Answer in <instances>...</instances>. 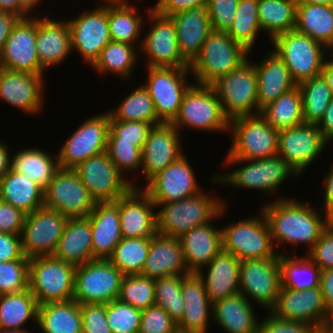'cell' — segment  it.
I'll return each instance as SVG.
<instances>
[{"mask_svg":"<svg viewBox=\"0 0 333 333\" xmlns=\"http://www.w3.org/2000/svg\"><path fill=\"white\" fill-rule=\"evenodd\" d=\"M261 208L274 248L283 245L286 250L288 243L296 247L306 244L308 253L332 222L312 205L294 198L277 197Z\"/></svg>","mask_w":333,"mask_h":333,"instance_id":"1","label":"cell"},{"mask_svg":"<svg viewBox=\"0 0 333 333\" xmlns=\"http://www.w3.org/2000/svg\"><path fill=\"white\" fill-rule=\"evenodd\" d=\"M206 193L201 191L197 195L179 201L154 203L156 209L160 208L156 212L158 233L180 238L194 227L212 222L217 217L219 219L223 217L228 208L227 201Z\"/></svg>","mask_w":333,"mask_h":333,"instance_id":"2","label":"cell"},{"mask_svg":"<svg viewBox=\"0 0 333 333\" xmlns=\"http://www.w3.org/2000/svg\"><path fill=\"white\" fill-rule=\"evenodd\" d=\"M222 163L226 168L228 165L229 167L236 164L245 165H239L240 167L224 174H213V183L219 185L222 183L225 187L229 185L237 189L260 190L263 195L276 194L282 183L290 176L300 177L278 154L261 160L225 158Z\"/></svg>","mask_w":333,"mask_h":333,"instance_id":"3","label":"cell"},{"mask_svg":"<svg viewBox=\"0 0 333 333\" xmlns=\"http://www.w3.org/2000/svg\"><path fill=\"white\" fill-rule=\"evenodd\" d=\"M249 53L227 32L213 30L205 39L200 53L190 63V76L194 77L193 82L212 85L245 62L250 57Z\"/></svg>","mask_w":333,"mask_h":333,"instance_id":"4","label":"cell"},{"mask_svg":"<svg viewBox=\"0 0 333 333\" xmlns=\"http://www.w3.org/2000/svg\"><path fill=\"white\" fill-rule=\"evenodd\" d=\"M171 124L179 131L187 127L197 132L229 133L230 120L225 116L213 86L193 83L186 91L178 115Z\"/></svg>","mask_w":333,"mask_h":333,"instance_id":"5","label":"cell"},{"mask_svg":"<svg viewBox=\"0 0 333 333\" xmlns=\"http://www.w3.org/2000/svg\"><path fill=\"white\" fill-rule=\"evenodd\" d=\"M271 43L297 85L321 75L324 61L331 53L323 44L295 29L277 35Z\"/></svg>","mask_w":333,"mask_h":333,"instance_id":"6","label":"cell"},{"mask_svg":"<svg viewBox=\"0 0 333 333\" xmlns=\"http://www.w3.org/2000/svg\"><path fill=\"white\" fill-rule=\"evenodd\" d=\"M229 134L232 143L225 158L261 160L278 154L279 130L260 114L230 120Z\"/></svg>","mask_w":333,"mask_h":333,"instance_id":"7","label":"cell"},{"mask_svg":"<svg viewBox=\"0 0 333 333\" xmlns=\"http://www.w3.org/2000/svg\"><path fill=\"white\" fill-rule=\"evenodd\" d=\"M260 211L258 217H248L221 228L222 249L233 254L240 261L290 254L274 248L268 223L262 210Z\"/></svg>","mask_w":333,"mask_h":333,"instance_id":"8","label":"cell"},{"mask_svg":"<svg viewBox=\"0 0 333 333\" xmlns=\"http://www.w3.org/2000/svg\"><path fill=\"white\" fill-rule=\"evenodd\" d=\"M76 265L53 256L29 261V289L38 306L73 299Z\"/></svg>","mask_w":333,"mask_h":333,"instance_id":"9","label":"cell"},{"mask_svg":"<svg viewBox=\"0 0 333 333\" xmlns=\"http://www.w3.org/2000/svg\"><path fill=\"white\" fill-rule=\"evenodd\" d=\"M212 86L229 120L259 114L257 73L254 62L249 58L234 71L220 77Z\"/></svg>","mask_w":333,"mask_h":333,"instance_id":"10","label":"cell"},{"mask_svg":"<svg viewBox=\"0 0 333 333\" xmlns=\"http://www.w3.org/2000/svg\"><path fill=\"white\" fill-rule=\"evenodd\" d=\"M125 275L108 259H94L78 265L73 300L82 304H108L118 298Z\"/></svg>","mask_w":333,"mask_h":333,"instance_id":"11","label":"cell"},{"mask_svg":"<svg viewBox=\"0 0 333 333\" xmlns=\"http://www.w3.org/2000/svg\"><path fill=\"white\" fill-rule=\"evenodd\" d=\"M74 170L95 202H116L132 188H142L124 177L107 151L78 164Z\"/></svg>","mask_w":333,"mask_h":333,"instance_id":"12","label":"cell"},{"mask_svg":"<svg viewBox=\"0 0 333 333\" xmlns=\"http://www.w3.org/2000/svg\"><path fill=\"white\" fill-rule=\"evenodd\" d=\"M147 68V82L142 85L153 100L158 119L162 123H172L178 115L186 91L192 85L187 80L191 70L175 67Z\"/></svg>","mask_w":333,"mask_h":333,"instance_id":"13","label":"cell"},{"mask_svg":"<svg viewBox=\"0 0 333 333\" xmlns=\"http://www.w3.org/2000/svg\"><path fill=\"white\" fill-rule=\"evenodd\" d=\"M148 10V11H147ZM146 10L151 23L139 48L148 67L189 68L190 63L179 51L177 33L170 17L159 15L152 7Z\"/></svg>","mask_w":333,"mask_h":333,"instance_id":"14","label":"cell"},{"mask_svg":"<svg viewBox=\"0 0 333 333\" xmlns=\"http://www.w3.org/2000/svg\"><path fill=\"white\" fill-rule=\"evenodd\" d=\"M109 130V112L83 120L58 151L59 167L74 169L78 164L106 151Z\"/></svg>","mask_w":333,"mask_h":333,"instance_id":"15","label":"cell"},{"mask_svg":"<svg viewBox=\"0 0 333 333\" xmlns=\"http://www.w3.org/2000/svg\"><path fill=\"white\" fill-rule=\"evenodd\" d=\"M281 289L279 254L273 258L247 259L240 264V293L269 312Z\"/></svg>","mask_w":333,"mask_h":333,"instance_id":"16","label":"cell"},{"mask_svg":"<svg viewBox=\"0 0 333 333\" xmlns=\"http://www.w3.org/2000/svg\"><path fill=\"white\" fill-rule=\"evenodd\" d=\"M96 202L74 169L59 168L44 189V207L67 218L87 217Z\"/></svg>","mask_w":333,"mask_h":333,"instance_id":"17","label":"cell"},{"mask_svg":"<svg viewBox=\"0 0 333 333\" xmlns=\"http://www.w3.org/2000/svg\"><path fill=\"white\" fill-rule=\"evenodd\" d=\"M69 218L59 211L41 207L26 214L21 244L28 259L52 256Z\"/></svg>","mask_w":333,"mask_h":333,"instance_id":"18","label":"cell"},{"mask_svg":"<svg viewBox=\"0 0 333 333\" xmlns=\"http://www.w3.org/2000/svg\"><path fill=\"white\" fill-rule=\"evenodd\" d=\"M327 143L315 123H303L298 126L279 130L278 155L301 176L320 156Z\"/></svg>","mask_w":333,"mask_h":333,"instance_id":"19","label":"cell"},{"mask_svg":"<svg viewBox=\"0 0 333 333\" xmlns=\"http://www.w3.org/2000/svg\"><path fill=\"white\" fill-rule=\"evenodd\" d=\"M72 51L77 50L83 61L92 66L103 48L111 41L108 23V4L93 10H84L68 20Z\"/></svg>","mask_w":333,"mask_h":333,"instance_id":"20","label":"cell"},{"mask_svg":"<svg viewBox=\"0 0 333 333\" xmlns=\"http://www.w3.org/2000/svg\"><path fill=\"white\" fill-rule=\"evenodd\" d=\"M38 16L21 18L14 26L0 54V68L45 74L37 55Z\"/></svg>","mask_w":333,"mask_h":333,"instance_id":"21","label":"cell"},{"mask_svg":"<svg viewBox=\"0 0 333 333\" xmlns=\"http://www.w3.org/2000/svg\"><path fill=\"white\" fill-rule=\"evenodd\" d=\"M195 174L184 154L143 185L142 189L154 203L179 201L203 191Z\"/></svg>","mask_w":333,"mask_h":333,"instance_id":"22","label":"cell"},{"mask_svg":"<svg viewBox=\"0 0 333 333\" xmlns=\"http://www.w3.org/2000/svg\"><path fill=\"white\" fill-rule=\"evenodd\" d=\"M269 312L278 319L310 323L320 331L329 313L320 287L302 291L281 287L277 301Z\"/></svg>","mask_w":333,"mask_h":333,"instance_id":"23","label":"cell"},{"mask_svg":"<svg viewBox=\"0 0 333 333\" xmlns=\"http://www.w3.org/2000/svg\"><path fill=\"white\" fill-rule=\"evenodd\" d=\"M179 130L171 123L153 126L142 148L141 172L145 185L184 155Z\"/></svg>","mask_w":333,"mask_h":333,"instance_id":"24","label":"cell"},{"mask_svg":"<svg viewBox=\"0 0 333 333\" xmlns=\"http://www.w3.org/2000/svg\"><path fill=\"white\" fill-rule=\"evenodd\" d=\"M43 75L0 68V99L23 113L38 114L45 98Z\"/></svg>","mask_w":333,"mask_h":333,"instance_id":"25","label":"cell"},{"mask_svg":"<svg viewBox=\"0 0 333 333\" xmlns=\"http://www.w3.org/2000/svg\"><path fill=\"white\" fill-rule=\"evenodd\" d=\"M156 205L142 188L119 198L122 237L152 240L157 234Z\"/></svg>","mask_w":333,"mask_h":333,"instance_id":"26","label":"cell"},{"mask_svg":"<svg viewBox=\"0 0 333 333\" xmlns=\"http://www.w3.org/2000/svg\"><path fill=\"white\" fill-rule=\"evenodd\" d=\"M181 292L184 312L177 323L179 333H208L213 304L209 300L203 279L198 273L185 275Z\"/></svg>","mask_w":333,"mask_h":333,"instance_id":"27","label":"cell"},{"mask_svg":"<svg viewBox=\"0 0 333 333\" xmlns=\"http://www.w3.org/2000/svg\"><path fill=\"white\" fill-rule=\"evenodd\" d=\"M88 217L92 230V260L109 259L123 238L119 199L116 202H96Z\"/></svg>","mask_w":333,"mask_h":333,"instance_id":"28","label":"cell"},{"mask_svg":"<svg viewBox=\"0 0 333 333\" xmlns=\"http://www.w3.org/2000/svg\"><path fill=\"white\" fill-rule=\"evenodd\" d=\"M36 44L39 64L44 71L62 64L72 53L68 21L55 20L48 15L43 18L38 16Z\"/></svg>","mask_w":333,"mask_h":333,"instance_id":"29","label":"cell"},{"mask_svg":"<svg viewBox=\"0 0 333 333\" xmlns=\"http://www.w3.org/2000/svg\"><path fill=\"white\" fill-rule=\"evenodd\" d=\"M175 24L179 51L191 63L200 53L207 36L213 31L207 4L169 16Z\"/></svg>","mask_w":333,"mask_h":333,"instance_id":"30","label":"cell"},{"mask_svg":"<svg viewBox=\"0 0 333 333\" xmlns=\"http://www.w3.org/2000/svg\"><path fill=\"white\" fill-rule=\"evenodd\" d=\"M240 264L241 261L233 254L221 249L205 266L208 272H204V269L198 272L212 304L240 293Z\"/></svg>","mask_w":333,"mask_h":333,"instance_id":"31","label":"cell"},{"mask_svg":"<svg viewBox=\"0 0 333 333\" xmlns=\"http://www.w3.org/2000/svg\"><path fill=\"white\" fill-rule=\"evenodd\" d=\"M190 274L183 256L179 238L157 234L150 242V249L141 275L157 279L170 275Z\"/></svg>","mask_w":333,"mask_h":333,"instance_id":"32","label":"cell"},{"mask_svg":"<svg viewBox=\"0 0 333 333\" xmlns=\"http://www.w3.org/2000/svg\"><path fill=\"white\" fill-rule=\"evenodd\" d=\"M179 240L188 271L198 273L221 251L222 229L209 222L194 227Z\"/></svg>","mask_w":333,"mask_h":333,"instance_id":"33","label":"cell"},{"mask_svg":"<svg viewBox=\"0 0 333 333\" xmlns=\"http://www.w3.org/2000/svg\"><path fill=\"white\" fill-rule=\"evenodd\" d=\"M270 52L258 63L254 62L259 112L297 85L283 60L273 50Z\"/></svg>","mask_w":333,"mask_h":333,"instance_id":"34","label":"cell"},{"mask_svg":"<svg viewBox=\"0 0 333 333\" xmlns=\"http://www.w3.org/2000/svg\"><path fill=\"white\" fill-rule=\"evenodd\" d=\"M254 305L241 293L226 297L213 304L212 320L225 333H258Z\"/></svg>","mask_w":333,"mask_h":333,"instance_id":"35","label":"cell"},{"mask_svg":"<svg viewBox=\"0 0 333 333\" xmlns=\"http://www.w3.org/2000/svg\"><path fill=\"white\" fill-rule=\"evenodd\" d=\"M52 256L76 266L92 260V230L88 216L68 219Z\"/></svg>","mask_w":333,"mask_h":333,"instance_id":"36","label":"cell"},{"mask_svg":"<svg viewBox=\"0 0 333 333\" xmlns=\"http://www.w3.org/2000/svg\"><path fill=\"white\" fill-rule=\"evenodd\" d=\"M0 200L29 214L44 206V189L27 176L10 169L0 179Z\"/></svg>","mask_w":333,"mask_h":333,"instance_id":"37","label":"cell"},{"mask_svg":"<svg viewBox=\"0 0 333 333\" xmlns=\"http://www.w3.org/2000/svg\"><path fill=\"white\" fill-rule=\"evenodd\" d=\"M295 30L333 52V5L297 2Z\"/></svg>","mask_w":333,"mask_h":333,"instance_id":"38","label":"cell"},{"mask_svg":"<svg viewBox=\"0 0 333 333\" xmlns=\"http://www.w3.org/2000/svg\"><path fill=\"white\" fill-rule=\"evenodd\" d=\"M37 326L42 333H82L80 304L71 299L38 306Z\"/></svg>","mask_w":333,"mask_h":333,"instance_id":"39","label":"cell"},{"mask_svg":"<svg viewBox=\"0 0 333 333\" xmlns=\"http://www.w3.org/2000/svg\"><path fill=\"white\" fill-rule=\"evenodd\" d=\"M46 150L24 148L11 155L10 169L17 171L45 189L60 168L57 154L51 155Z\"/></svg>","mask_w":333,"mask_h":333,"instance_id":"40","label":"cell"},{"mask_svg":"<svg viewBox=\"0 0 333 333\" xmlns=\"http://www.w3.org/2000/svg\"><path fill=\"white\" fill-rule=\"evenodd\" d=\"M143 15L128 0L108 4V23L112 41L141 46L139 41L142 27L145 28ZM144 24V25H143ZM139 41V43L137 42ZM137 42V43H136Z\"/></svg>","mask_w":333,"mask_h":333,"instance_id":"41","label":"cell"},{"mask_svg":"<svg viewBox=\"0 0 333 333\" xmlns=\"http://www.w3.org/2000/svg\"><path fill=\"white\" fill-rule=\"evenodd\" d=\"M37 317L38 303L29 288L0 295V329L28 330L26 323L31 319L37 326Z\"/></svg>","mask_w":333,"mask_h":333,"instance_id":"42","label":"cell"},{"mask_svg":"<svg viewBox=\"0 0 333 333\" xmlns=\"http://www.w3.org/2000/svg\"><path fill=\"white\" fill-rule=\"evenodd\" d=\"M279 254L281 287L302 291L320 287L321 269L307 256Z\"/></svg>","mask_w":333,"mask_h":333,"instance_id":"43","label":"cell"},{"mask_svg":"<svg viewBox=\"0 0 333 333\" xmlns=\"http://www.w3.org/2000/svg\"><path fill=\"white\" fill-rule=\"evenodd\" d=\"M297 0H258V19L269 40L294 30Z\"/></svg>","mask_w":333,"mask_h":333,"instance_id":"44","label":"cell"},{"mask_svg":"<svg viewBox=\"0 0 333 333\" xmlns=\"http://www.w3.org/2000/svg\"><path fill=\"white\" fill-rule=\"evenodd\" d=\"M139 49L134 45L110 41L101 51L99 58L91 66L97 74L113 73L119 79L133 76L134 67L139 61Z\"/></svg>","mask_w":333,"mask_h":333,"instance_id":"45","label":"cell"},{"mask_svg":"<svg viewBox=\"0 0 333 333\" xmlns=\"http://www.w3.org/2000/svg\"><path fill=\"white\" fill-rule=\"evenodd\" d=\"M259 114L277 130L303 124L302 95L298 85L262 108Z\"/></svg>","mask_w":333,"mask_h":333,"instance_id":"46","label":"cell"},{"mask_svg":"<svg viewBox=\"0 0 333 333\" xmlns=\"http://www.w3.org/2000/svg\"><path fill=\"white\" fill-rule=\"evenodd\" d=\"M137 87L130 91L115 110L108 111L110 116L114 120L144 122L152 126L161 124L148 91L143 85Z\"/></svg>","mask_w":333,"mask_h":333,"instance_id":"47","label":"cell"},{"mask_svg":"<svg viewBox=\"0 0 333 333\" xmlns=\"http://www.w3.org/2000/svg\"><path fill=\"white\" fill-rule=\"evenodd\" d=\"M298 87L302 95L304 123L317 124L333 99L326 79L321 74L301 82Z\"/></svg>","mask_w":333,"mask_h":333,"instance_id":"48","label":"cell"},{"mask_svg":"<svg viewBox=\"0 0 333 333\" xmlns=\"http://www.w3.org/2000/svg\"><path fill=\"white\" fill-rule=\"evenodd\" d=\"M151 240L143 238H122L108 259L120 272L126 275L141 274L148 256Z\"/></svg>","mask_w":333,"mask_h":333,"instance_id":"49","label":"cell"},{"mask_svg":"<svg viewBox=\"0 0 333 333\" xmlns=\"http://www.w3.org/2000/svg\"><path fill=\"white\" fill-rule=\"evenodd\" d=\"M261 31L258 0H239L235 20L227 31L229 36L247 50L252 51Z\"/></svg>","mask_w":333,"mask_h":333,"instance_id":"50","label":"cell"},{"mask_svg":"<svg viewBox=\"0 0 333 333\" xmlns=\"http://www.w3.org/2000/svg\"><path fill=\"white\" fill-rule=\"evenodd\" d=\"M185 275H170L154 279L155 304L161 306L169 316L179 322L183 317L184 304L181 292Z\"/></svg>","mask_w":333,"mask_h":333,"instance_id":"51","label":"cell"},{"mask_svg":"<svg viewBox=\"0 0 333 333\" xmlns=\"http://www.w3.org/2000/svg\"><path fill=\"white\" fill-rule=\"evenodd\" d=\"M154 279L141 274L123 277L118 300L144 310L155 304Z\"/></svg>","mask_w":333,"mask_h":333,"instance_id":"52","label":"cell"},{"mask_svg":"<svg viewBox=\"0 0 333 333\" xmlns=\"http://www.w3.org/2000/svg\"><path fill=\"white\" fill-rule=\"evenodd\" d=\"M142 310L116 299L106 304V319L112 333H138Z\"/></svg>","mask_w":333,"mask_h":333,"instance_id":"53","label":"cell"},{"mask_svg":"<svg viewBox=\"0 0 333 333\" xmlns=\"http://www.w3.org/2000/svg\"><path fill=\"white\" fill-rule=\"evenodd\" d=\"M29 261L17 259L0 262V295L18 293L29 288Z\"/></svg>","mask_w":333,"mask_h":333,"instance_id":"54","label":"cell"},{"mask_svg":"<svg viewBox=\"0 0 333 333\" xmlns=\"http://www.w3.org/2000/svg\"><path fill=\"white\" fill-rule=\"evenodd\" d=\"M109 158L124 175L141 171L142 149L126 142H108L106 149ZM130 171V173H128ZM137 171L136 173H134Z\"/></svg>","mask_w":333,"mask_h":333,"instance_id":"55","label":"cell"},{"mask_svg":"<svg viewBox=\"0 0 333 333\" xmlns=\"http://www.w3.org/2000/svg\"><path fill=\"white\" fill-rule=\"evenodd\" d=\"M152 127L149 123L114 120L110 116L108 142L132 143L142 149Z\"/></svg>","mask_w":333,"mask_h":333,"instance_id":"56","label":"cell"},{"mask_svg":"<svg viewBox=\"0 0 333 333\" xmlns=\"http://www.w3.org/2000/svg\"><path fill=\"white\" fill-rule=\"evenodd\" d=\"M138 333H179L177 322L156 304L142 310Z\"/></svg>","mask_w":333,"mask_h":333,"instance_id":"57","label":"cell"},{"mask_svg":"<svg viewBox=\"0 0 333 333\" xmlns=\"http://www.w3.org/2000/svg\"><path fill=\"white\" fill-rule=\"evenodd\" d=\"M239 0H208L212 30L227 32L235 20Z\"/></svg>","mask_w":333,"mask_h":333,"instance_id":"58","label":"cell"},{"mask_svg":"<svg viewBox=\"0 0 333 333\" xmlns=\"http://www.w3.org/2000/svg\"><path fill=\"white\" fill-rule=\"evenodd\" d=\"M258 333H321L307 322L286 321L276 318L270 312L259 322Z\"/></svg>","mask_w":333,"mask_h":333,"instance_id":"59","label":"cell"},{"mask_svg":"<svg viewBox=\"0 0 333 333\" xmlns=\"http://www.w3.org/2000/svg\"><path fill=\"white\" fill-rule=\"evenodd\" d=\"M82 333H112L106 319V304H82Z\"/></svg>","mask_w":333,"mask_h":333,"instance_id":"60","label":"cell"},{"mask_svg":"<svg viewBox=\"0 0 333 333\" xmlns=\"http://www.w3.org/2000/svg\"><path fill=\"white\" fill-rule=\"evenodd\" d=\"M305 254L321 270L333 268V222L324 230L313 248Z\"/></svg>","mask_w":333,"mask_h":333,"instance_id":"61","label":"cell"},{"mask_svg":"<svg viewBox=\"0 0 333 333\" xmlns=\"http://www.w3.org/2000/svg\"><path fill=\"white\" fill-rule=\"evenodd\" d=\"M25 217L22 210L0 200V232L20 235Z\"/></svg>","mask_w":333,"mask_h":333,"instance_id":"62","label":"cell"},{"mask_svg":"<svg viewBox=\"0 0 333 333\" xmlns=\"http://www.w3.org/2000/svg\"><path fill=\"white\" fill-rule=\"evenodd\" d=\"M28 259L22 251L21 236L0 232V262Z\"/></svg>","mask_w":333,"mask_h":333,"instance_id":"63","label":"cell"},{"mask_svg":"<svg viewBox=\"0 0 333 333\" xmlns=\"http://www.w3.org/2000/svg\"><path fill=\"white\" fill-rule=\"evenodd\" d=\"M202 4H208V0H157L152 9L159 15L169 17Z\"/></svg>","mask_w":333,"mask_h":333,"instance_id":"64","label":"cell"},{"mask_svg":"<svg viewBox=\"0 0 333 333\" xmlns=\"http://www.w3.org/2000/svg\"><path fill=\"white\" fill-rule=\"evenodd\" d=\"M20 19L21 17L16 13L0 11V54L4 49L5 43L9 38L12 29Z\"/></svg>","mask_w":333,"mask_h":333,"instance_id":"65","label":"cell"},{"mask_svg":"<svg viewBox=\"0 0 333 333\" xmlns=\"http://www.w3.org/2000/svg\"><path fill=\"white\" fill-rule=\"evenodd\" d=\"M324 189H323V202L322 206L323 211L327 218H329L333 222V164L330 165V170L324 174Z\"/></svg>","mask_w":333,"mask_h":333,"instance_id":"66","label":"cell"},{"mask_svg":"<svg viewBox=\"0 0 333 333\" xmlns=\"http://www.w3.org/2000/svg\"><path fill=\"white\" fill-rule=\"evenodd\" d=\"M320 288L328 311L333 309V268L321 271Z\"/></svg>","mask_w":333,"mask_h":333,"instance_id":"67","label":"cell"},{"mask_svg":"<svg viewBox=\"0 0 333 333\" xmlns=\"http://www.w3.org/2000/svg\"><path fill=\"white\" fill-rule=\"evenodd\" d=\"M322 135L330 142L333 141V99L329 103L323 117L317 123Z\"/></svg>","mask_w":333,"mask_h":333,"instance_id":"68","label":"cell"},{"mask_svg":"<svg viewBox=\"0 0 333 333\" xmlns=\"http://www.w3.org/2000/svg\"><path fill=\"white\" fill-rule=\"evenodd\" d=\"M10 154L8 146L0 140V179L10 170Z\"/></svg>","mask_w":333,"mask_h":333,"instance_id":"69","label":"cell"},{"mask_svg":"<svg viewBox=\"0 0 333 333\" xmlns=\"http://www.w3.org/2000/svg\"><path fill=\"white\" fill-rule=\"evenodd\" d=\"M0 11L13 12L21 18L30 17L21 9L19 0H0Z\"/></svg>","mask_w":333,"mask_h":333,"instance_id":"70","label":"cell"},{"mask_svg":"<svg viewBox=\"0 0 333 333\" xmlns=\"http://www.w3.org/2000/svg\"><path fill=\"white\" fill-rule=\"evenodd\" d=\"M330 58V59H329ZM332 58V59H331ZM323 77L326 79L333 95V52L326 58L322 68Z\"/></svg>","mask_w":333,"mask_h":333,"instance_id":"71","label":"cell"},{"mask_svg":"<svg viewBox=\"0 0 333 333\" xmlns=\"http://www.w3.org/2000/svg\"><path fill=\"white\" fill-rule=\"evenodd\" d=\"M43 0H19L21 9L30 17H32L33 10L39 6ZM32 11V13H31ZM30 14V15H29Z\"/></svg>","mask_w":333,"mask_h":333,"instance_id":"72","label":"cell"},{"mask_svg":"<svg viewBox=\"0 0 333 333\" xmlns=\"http://www.w3.org/2000/svg\"><path fill=\"white\" fill-rule=\"evenodd\" d=\"M321 333H333V309L329 311L326 323Z\"/></svg>","mask_w":333,"mask_h":333,"instance_id":"73","label":"cell"},{"mask_svg":"<svg viewBox=\"0 0 333 333\" xmlns=\"http://www.w3.org/2000/svg\"><path fill=\"white\" fill-rule=\"evenodd\" d=\"M297 1L311 3V4L333 5V0H297Z\"/></svg>","mask_w":333,"mask_h":333,"instance_id":"74","label":"cell"},{"mask_svg":"<svg viewBox=\"0 0 333 333\" xmlns=\"http://www.w3.org/2000/svg\"><path fill=\"white\" fill-rule=\"evenodd\" d=\"M0 333H31L29 330H4L0 329Z\"/></svg>","mask_w":333,"mask_h":333,"instance_id":"75","label":"cell"},{"mask_svg":"<svg viewBox=\"0 0 333 333\" xmlns=\"http://www.w3.org/2000/svg\"><path fill=\"white\" fill-rule=\"evenodd\" d=\"M100 1L101 2L99 3V5H107V4L115 3L120 0H100Z\"/></svg>","mask_w":333,"mask_h":333,"instance_id":"76","label":"cell"}]
</instances>
